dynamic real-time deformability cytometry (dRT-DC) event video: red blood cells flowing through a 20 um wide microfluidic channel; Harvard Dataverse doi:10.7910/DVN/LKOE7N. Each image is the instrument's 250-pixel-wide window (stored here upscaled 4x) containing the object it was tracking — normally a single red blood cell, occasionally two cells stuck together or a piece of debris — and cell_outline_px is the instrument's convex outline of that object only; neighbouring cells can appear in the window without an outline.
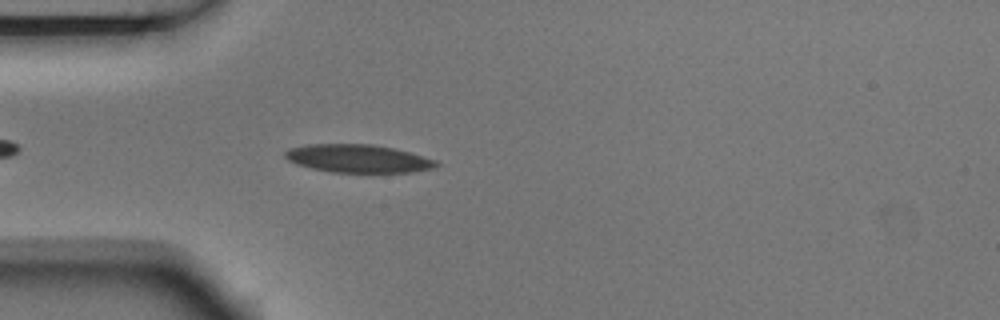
{"species": "Egyptian fruit bat (a non-hibernating species)", "species_latin": "Rousettus aegyptiacus", "temperature_condition": "room temperature", "stored_images_in_passage": 3, "camera_frame_rate_fps": 3000, "um_per_image_px": 0.085, "animal": {"sex": "male"}, "frame": {"image": 1, "passage_image": 3, "time_ms": 0.667, "image_size_px": [1000, 320], "cell_outline_px": [[440, 164], [436, 168], [412, 172], [332, 172], [312, 168], [296, 164], [288, 160], [284, 156], [284, 152], [288, 148], [308, 144], [372, 144], [392, 148], [408, 152], [436, 160]], "centroid_in_image_um": [30.42, 13.47], "position_along_channel_um": 54.6, "area_um2": 24.68}}